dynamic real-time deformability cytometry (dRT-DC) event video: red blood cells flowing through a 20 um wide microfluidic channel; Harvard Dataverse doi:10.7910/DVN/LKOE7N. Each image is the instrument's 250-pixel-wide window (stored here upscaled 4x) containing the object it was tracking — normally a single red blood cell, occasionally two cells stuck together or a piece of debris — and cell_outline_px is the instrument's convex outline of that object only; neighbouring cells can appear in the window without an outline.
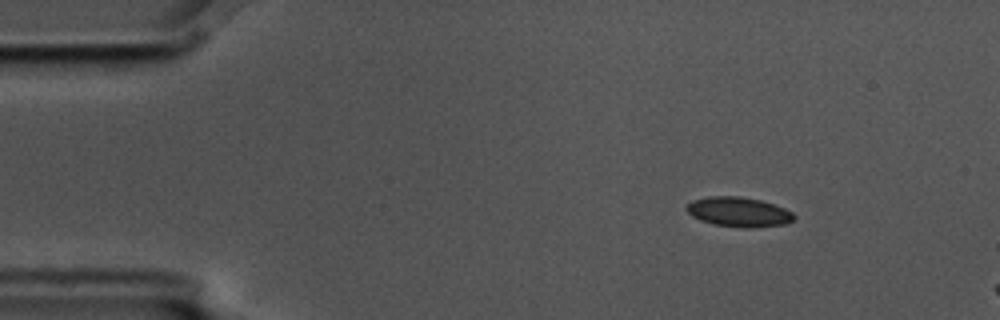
{"species": "common noctule bat (a hibernating species)", "species_latin": "Nyctalus noctula", "temperature_condition": "cold", "stored_images_in_passage": 4, "camera_frame_rate_fps": 3000, "um_per_image_px": 0.085, "animal": {"sex": "male", "body_mass_g": 17.5, "forearm_length_mm": 52.3}, "frame": {"image": 1, "passage_image": 2, "time_ms": 0.333, "image_size_px": [1000, 320], "cell_outline_px": [[796, 216], [792, 220], [784, 224], [752, 228], [740, 228], [712, 224], [700, 220], [692, 216], [684, 208], [692, 200], [708, 196], [740, 196], [760, 200], [784, 208], [792, 212]], "centroid_in_image_um": [62.75, 18.02], "position_along_channel_um": 22.2, "area_um2": 18.67}}